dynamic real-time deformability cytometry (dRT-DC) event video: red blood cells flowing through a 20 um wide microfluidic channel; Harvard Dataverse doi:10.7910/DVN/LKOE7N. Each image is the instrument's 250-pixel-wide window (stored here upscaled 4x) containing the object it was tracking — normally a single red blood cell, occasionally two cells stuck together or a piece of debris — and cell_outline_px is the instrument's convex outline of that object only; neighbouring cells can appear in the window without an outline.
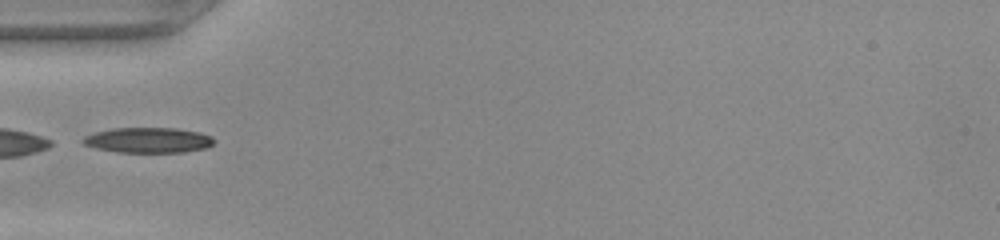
{"species": "common noctule bat (a hibernating species)", "species_latin": "Nyctalus noctula", "temperature_condition": "warm", "stored_images_in_passage": 21, "camera_frame_rate_fps": 3000, "um_per_image_px": 0.085, "animal": {"sex": "female", "body_mass_g": 22.0, "forearm_length_mm": 56.7}, "frame": {"image": 1, "passage_image": 1, "time_ms": 0.0, "image_size_px": [1000, 240], "cell_outline_px": [[216, 140], [212, 144], [204, 148], [184, 152], [120, 152], [96, 148], [84, 144], [80, 140], [84, 136], [96, 132], [112, 128], [176, 128], [200, 132], [212, 136]], "centroid_in_image_um": [12.61, 11.9], "position_along_channel_um": 72.4, "area_um2": 19.31}}